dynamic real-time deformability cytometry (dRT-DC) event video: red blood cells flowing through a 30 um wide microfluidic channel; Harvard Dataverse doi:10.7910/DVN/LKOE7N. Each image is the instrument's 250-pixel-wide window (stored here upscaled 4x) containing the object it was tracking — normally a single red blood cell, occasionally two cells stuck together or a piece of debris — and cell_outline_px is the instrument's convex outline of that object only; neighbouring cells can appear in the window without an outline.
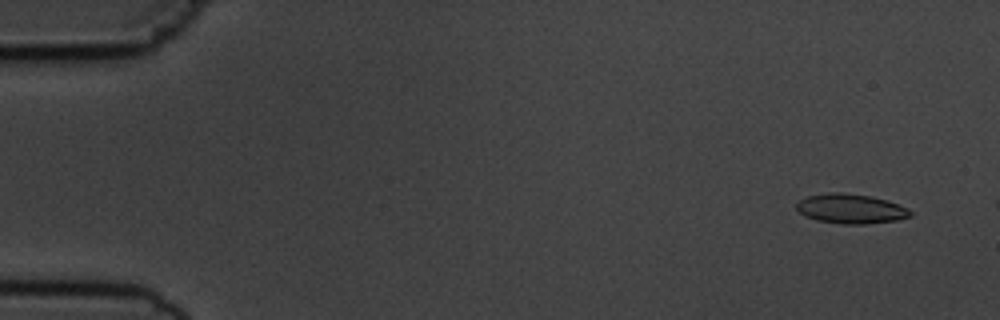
{"species": "common noctule bat (a hibernating species)", "species_latin": "Nyctalus noctula", "temperature_condition": "cold", "stored_images_in_passage": 6, "camera_frame_rate_fps": 3000, "um_per_image_px": 0.085, "animal": {"sex": "male", "body_mass_g": 19.5, "forearm_length_mm": 54.6}, "frame": {"image": 1, "passage_image": 2, "time_ms": 1.0, "image_size_px": [1000, 320], "cell_outline_px": [[912, 216], [896, 220], [864, 224], [844, 224], [816, 220], [800, 212], [796, 208], [796, 204], [800, 200], [808, 196], [828, 192], [844, 192], [872, 196], [908, 208], [912, 212]], "centroid_in_image_um": [72.32, 17.73], "position_along_channel_um": 12.7, "area_um2": 19.48}}